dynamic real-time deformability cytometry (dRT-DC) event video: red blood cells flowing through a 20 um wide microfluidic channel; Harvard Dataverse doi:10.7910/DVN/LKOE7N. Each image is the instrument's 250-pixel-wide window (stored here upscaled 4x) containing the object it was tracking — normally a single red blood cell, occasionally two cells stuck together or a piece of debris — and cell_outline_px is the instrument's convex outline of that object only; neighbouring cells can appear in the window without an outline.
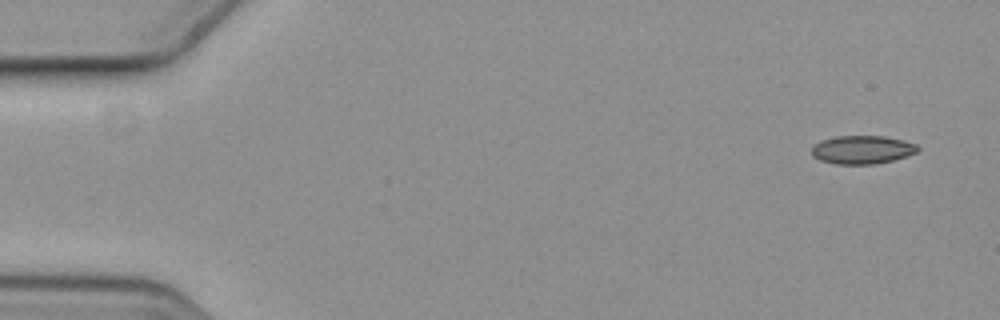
{"species": "common noctule bat (a hibernating species)", "species_latin": "Nyctalus noctula", "temperature_condition": "cold", "stored_images_in_passage": 6, "camera_frame_rate_fps": 3000, "um_per_image_px": 0.085, "animal": {"sex": "female", "body_mass_g": 19.3, "forearm_length_mm": 54.1}, "frame": {"image": 1, "passage_image": 1, "time_ms": 0.0, "image_size_px": [1000, 320], "cell_outline_px": [[920, 148], [916, 152], [892, 160], [876, 164], [836, 164], [820, 160], [812, 156], [812, 148], [820, 140], [836, 136], [884, 136], [904, 140], [916, 144]], "centroid_in_image_um": [73.27, 12.72], "position_along_channel_um": 11.7, "area_um2": 17.46}}
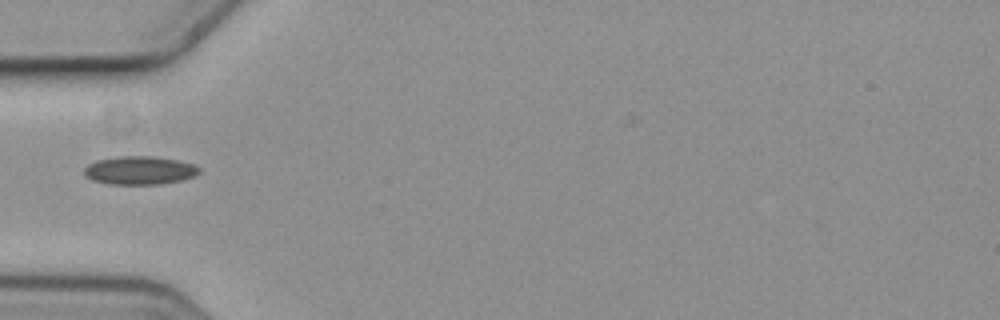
{"frame": {"image": 2, "passage_image": 5, "time_ms": 1.333, "image_size_px": [1000, 320], "cell_outline_px": [[200, 172], [196, 176], [180, 180], [160, 184], [112, 184], [92, 180], [84, 176], [84, 168], [88, 164], [96, 160], [120, 156], [156, 156], [180, 160], [192, 164], [200, 168]], "centroid_in_image_um": [11.87, 14.47], "position_along_channel_um": 73.1, "area_um2": 19.13}}
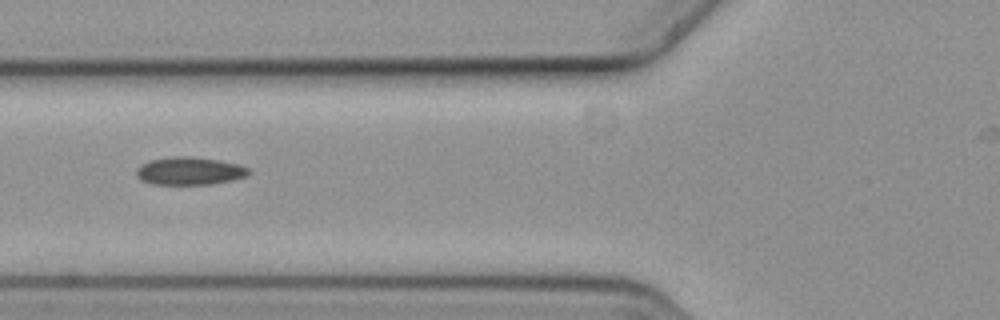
{"frame": {"image": 3, "passage_image": 6, "time_ms": 1.667, "image_size_px": [1000, 320], "cell_outline_px": [[252, 172], [248, 176], [232, 180], [212, 184], [152, 184], [140, 180], [136, 176], [136, 168], [140, 164], [148, 160], [176, 156], [192, 156], [220, 160], [240, 164], [248, 168]], "centroid_in_image_um": [16.12, 14.52], "position_along_channel_um": 109.7, "area_um2": 18.55}}